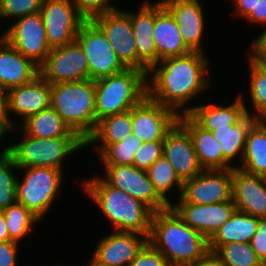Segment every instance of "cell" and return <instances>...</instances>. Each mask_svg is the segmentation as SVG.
Returning a JSON list of instances; mask_svg holds the SVG:
<instances>
[{
	"mask_svg": "<svg viewBox=\"0 0 266 266\" xmlns=\"http://www.w3.org/2000/svg\"><path fill=\"white\" fill-rule=\"evenodd\" d=\"M207 55L191 52L160 60L147 74V95L178 116L188 114L199 102L196 99L200 100L206 91L210 93L209 88L213 87L211 58Z\"/></svg>",
	"mask_w": 266,
	"mask_h": 266,
	"instance_id": "6da1fadb",
	"label": "cell"
},
{
	"mask_svg": "<svg viewBox=\"0 0 266 266\" xmlns=\"http://www.w3.org/2000/svg\"><path fill=\"white\" fill-rule=\"evenodd\" d=\"M77 183L92 200L99 214L107 220L111 230L135 232L149 237L153 210L142 201L108 184L98 172ZM98 208V209H97Z\"/></svg>",
	"mask_w": 266,
	"mask_h": 266,
	"instance_id": "7a4b0ae2",
	"label": "cell"
},
{
	"mask_svg": "<svg viewBox=\"0 0 266 266\" xmlns=\"http://www.w3.org/2000/svg\"><path fill=\"white\" fill-rule=\"evenodd\" d=\"M148 242L170 266H189L208 250V240L171 208L153 212Z\"/></svg>",
	"mask_w": 266,
	"mask_h": 266,
	"instance_id": "3957f363",
	"label": "cell"
},
{
	"mask_svg": "<svg viewBox=\"0 0 266 266\" xmlns=\"http://www.w3.org/2000/svg\"><path fill=\"white\" fill-rule=\"evenodd\" d=\"M13 133L22 136L11 139L13 143L8 139L6 151L18 168L53 167L67 172L68 168L64 165L67 159L85 149V141L81 137L35 138L26 135L18 126L12 127L6 137H12Z\"/></svg>",
	"mask_w": 266,
	"mask_h": 266,
	"instance_id": "277c9868",
	"label": "cell"
},
{
	"mask_svg": "<svg viewBox=\"0 0 266 266\" xmlns=\"http://www.w3.org/2000/svg\"><path fill=\"white\" fill-rule=\"evenodd\" d=\"M51 107L84 141L97 125L93 80L51 84Z\"/></svg>",
	"mask_w": 266,
	"mask_h": 266,
	"instance_id": "5b68a950",
	"label": "cell"
},
{
	"mask_svg": "<svg viewBox=\"0 0 266 266\" xmlns=\"http://www.w3.org/2000/svg\"><path fill=\"white\" fill-rule=\"evenodd\" d=\"M94 83L97 122L130 110L147 95V74L136 68H126Z\"/></svg>",
	"mask_w": 266,
	"mask_h": 266,
	"instance_id": "8992f818",
	"label": "cell"
},
{
	"mask_svg": "<svg viewBox=\"0 0 266 266\" xmlns=\"http://www.w3.org/2000/svg\"><path fill=\"white\" fill-rule=\"evenodd\" d=\"M19 171L16 200L42 222L49 212L53 213L52 206L58 204V198L63 197L62 189H66L61 186L66 174L53 167H27L19 168Z\"/></svg>",
	"mask_w": 266,
	"mask_h": 266,
	"instance_id": "52a82bcc",
	"label": "cell"
},
{
	"mask_svg": "<svg viewBox=\"0 0 266 266\" xmlns=\"http://www.w3.org/2000/svg\"><path fill=\"white\" fill-rule=\"evenodd\" d=\"M75 41L88 60L90 80L117 74L127 68L117 57L103 31L92 20L82 23Z\"/></svg>",
	"mask_w": 266,
	"mask_h": 266,
	"instance_id": "ba28073f",
	"label": "cell"
},
{
	"mask_svg": "<svg viewBox=\"0 0 266 266\" xmlns=\"http://www.w3.org/2000/svg\"><path fill=\"white\" fill-rule=\"evenodd\" d=\"M2 30V37L39 67L51 51L40 13L15 19Z\"/></svg>",
	"mask_w": 266,
	"mask_h": 266,
	"instance_id": "9c48e42d",
	"label": "cell"
},
{
	"mask_svg": "<svg viewBox=\"0 0 266 266\" xmlns=\"http://www.w3.org/2000/svg\"><path fill=\"white\" fill-rule=\"evenodd\" d=\"M102 167L100 171L104 173H100V176L108 184L142 201L154 212L170 207L155 190L146 170L133 165H102Z\"/></svg>",
	"mask_w": 266,
	"mask_h": 266,
	"instance_id": "30bf717a",
	"label": "cell"
},
{
	"mask_svg": "<svg viewBox=\"0 0 266 266\" xmlns=\"http://www.w3.org/2000/svg\"><path fill=\"white\" fill-rule=\"evenodd\" d=\"M39 13L51 49L74 42L80 26L85 21L72 0H43Z\"/></svg>",
	"mask_w": 266,
	"mask_h": 266,
	"instance_id": "8fae6325",
	"label": "cell"
},
{
	"mask_svg": "<svg viewBox=\"0 0 266 266\" xmlns=\"http://www.w3.org/2000/svg\"><path fill=\"white\" fill-rule=\"evenodd\" d=\"M232 200V169L203 170L183 182L178 200L198 205L216 204Z\"/></svg>",
	"mask_w": 266,
	"mask_h": 266,
	"instance_id": "7c38bea8",
	"label": "cell"
},
{
	"mask_svg": "<svg viewBox=\"0 0 266 266\" xmlns=\"http://www.w3.org/2000/svg\"><path fill=\"white\" fill-rule=\"evenodd\" d=\"M39 71L50 84L89 79L88 60L76 41L52 48Z\"/></svg>",
	"mask_w": 266,
	"mask_h": 266,
	"instance_id": "4fadbf2b",
	"label": "cell"
},
{
	"mask_svg": "<svg viewBox=\"0 0 266 266\" xmlns=\"http://www.w3.org/2000/svg\"><path fill=\"white\" fill-rule=\"evenodd\" d=\"M178 122V115L170 108L146 95L131 108L132 133L143 143L163 141Z\"/></svg>",
	"mask_w": 266,
	"mask_h": 266,
	"instance_id": "5bb4252c",
	"label": "cell"
},
{
	"mask_svg": "<svg viewBox=\"0 0 266 266\" xmlns=\"http://www.w3.org/2000/svg\"><path fill=\"white\" fill-rule=\"evenodd\" d=\"M92 21L103 31L120 61L127 68L137 69V51L130 10H123L119 6L93 18Z\"/></svg>",
	"mask_w": 266,
	"mask_h": 266,
	"instance_id": "9a60e30c",
	"label": "cell"
},
{
	"mask_svg": "<svg viewBox=\"0 0 266 266\" xmlns=\"http://www.w3.org/2000/svg\"><path fill=\"white\" fill-rule=\"evenodd\" d=\"M6 104L10 126H18L28 116L51 106V84L39 75L28 84L7 90Z\"/></svg>",
	"mask_w": 266,
	"mask_h": 266,
	"instance_id": "2e32d148",
	"label": "cell"
},
{
	"mask_svg": "<svg viewBox=\"0 0 266 266\" xmlns=\"http://www.w3.org/2000/svg\"><path fill=\"white\" fill-rule=\"evenodd\" d=\"M176 21L186 46L192 52L204 54L207 18L202 0H160ZM206 33V34H205ZM205 36V37H204Z\"/></svg>",
	"mask_w": 266,
	"mask_h": 266,
	"instance_id": "e0dca14e",
	"label": "cell"
},
{
	"mask_svg": "<svg viewBox=\"0 0 266 266\" xmlns=\"http://www.w3.org/2000/svg\"><path fill=\"white\" fill-rule=\"evenodd\" d=\"M100 237L90 254L107 266H129L148 243V236L135 232L111 230Z\"/></svg>",
	"mask_w": 266,
	"mask_h": 266,
	"instance_id": "ac0fdd59",
	"label": "cell"
},
{
	"mask_svg": "<svg viewBox=\"0 0 266 266\" xmlns=\"http://www.w3.org/2000/svg\"><path fill=\"white\" fill-rule=\"evenodd\" d=\"M170 207L186 224L199 231L207 240L231 218L236 210L233 200L204 205L172 202Z\"/></svg>",
	"mask_w": 266,
	"mask_h": 266,
	"instance_id": "d6986e66",
	"label": "cell"
},
{
	"mask_svg": "<svg viewBox=\"0 0 266 266\" xmlns=\"http://www.w3.org/2000/svg\"><path fill=\"white\" fill-rule=\"evenodd\" d=\"M138 10H130L131 25L134 33L137 51V69L148 74L149 70L158 63V54L153 39L155 25V2L142 1Z\"/></svg>",
	"mask_w": 266,
	"mask_h": 266,
	"instance_id": "ffe728a7",
	"label": "cell"
},
{
	"mask_svg": "<svg viewBox=\"0 0 266 266\" xmlns=\"http://www.w3.org/2000/svg\"><path fill=\"white\" fill-rule=\"evenodd\" d=\"M163 155L184 182L203 171L189 133L177 122L163 140Z\"/></svg>",
	"mask_w": 266,
	"mask_h": 266,
	"instance_id": "44dd1931",
	"label": "cell"
},
{
	"mask_svg": "<svg viewBox=\"0 0 266 266\" xmlns=\"http://www.w3.org/2000/svg\"><path fill=\"white\" fill-rule=\"evenodd\" d=\"M232 200L236 210L266 217V177L232 168Z\"/></svg>",
	"mask_w": 266,
	"mask_h": 266,
	"instance_id": "7402d4cb",
	"label": "cell"
},
{
	"mask_svg": "<svg viewBox=\"0 0 266 266\" xmlns=\"http://www.w3.org/2000/svg\"><path fill=\"white\" fill-rule=\"evenodd\" d=\"M178 123L189 133L199 164L203 170L235 168L224 156L212 131L200 127L188 114L179 115Z\"/></svg>",
	"mask_w": 266,
	"mask_h": 266,
	"instance_id": "603a6c76",
	"label": "cell"
},
{
	"mask_svg": "<svg viewBox=\"0 0 266 266\" xmlns=\"http://www.w3.org/2000/svg\"><path fill=\"white\" fill-rule=\"evenodd\" d=\"M40 75L39 66L24 57L4 38L0 40V87L9 90L32 82Z\"/></svg>",
	"mask_w": 266,
	"mask_h": 266,
	"instance_id": "cb8c5ba5",
	"label": "cell"
},
{
	"mask_svg": "<svg viewBox=\"0 0 266 266\" xmlns=\"http://www.w3.org/2000/svg\"><path fill=\"white\" fill-rule=\"evenodd\" d=\"M153 39L158 62L168 57L184 56L192 52L183 41L176 21L160 0L155 1Z\"/></svg>",
	"mask_w": 266,
	"mask_h": 266,
	"instance_id": "d4e9b609",
	"label": "cell"
},
{
	"mask_svg": "<svg viewBox=\"0 0 266 266\" xmlns=\"http://www.w3.org/2000/svg\"><path fill=\"white\" fill-rule=\"evenodd\" d=\"M226 104V105H225ZM247 114L242 98L237 93L232 103H196L188 115L203 129L214 131L239 122Z\"/></svg>",
	"mask_w": 266,
	"mask_h": 266,
	"instance_id": "484cf974",
	"label": "cell"
},
{
	"mask_svg": "<svg viewBox=\"0 0 266 266\" xmlns=\"http://www.w3.org/2000/svg\"><path fill=\"white\" fill-rule=\"evenodd\" d=\"M259 217L235 210L231 218L208 240L210 251H216L221 245L240 242L249 243L255 235Z\"/></svg>",
	"mask_w": 266,
	"mask_h": 266,
	"instance_id": "4316f807",
	"label": "cell"
},
{
	"mask_svg": "<svg viewBox=\"0 0 266 266\" xmlns=\"http://www.w3.org/2000/svg\"><path fill=\"white\" fill-rule=\"evenodd\" d=\"M236 168L266 177V121L256 120L249 128L243 157Z\"/></svg>",
	"mask_w": 266,
	"mask_h": 266,
	"instance_id": "83f0119b",
	"label": "cell"
},
{
	"mask_svg": "<svg viewBox=\"0 0 266 266\" xmlns=\"http://www.w3.org/2000/svg\"><path fill=\"white\" fill-rule=\"evenodd\" d=\"M18 127L35 138L80 137L51 106L28 116Z\"/></svg>",
	"mask_w": 266,
	"mask_h": 266,
	"instance_id": "f1b7e54d",
	"label": "cell"
},
{
	"mask_svg": "<svg viewBox=\"0 0 266 266\" xmlns=\"http://www.w3.org/2000/svg\"><path fill=\"white\" fill-rule=\"evenodd\" d=\"M246 57L247 66L249 68L247 77L249 81L247 85L248 92L245 93V91H238V94L242 98L248 114L252 115L256 120L266 121V65L257 63L248 55H246ZM243 93L246 95L248 94V98L246 95L244 96ZM244 99H248V102ZM247 103L251 104L247 105Z\"/></svg>",
	"mask_w": 266,
	"mask_h": 266,
	"instance_id": "f546056e",
	"label": "cell"
},
{
	"mask_svg": "<svg viewBox=\"0 0 266 266\" xmlns=\"http://www.w3.org/2000/svg\"><path fill=\"white\" fill-rule=\"evenodd\" d=\"M256 119L246 114L239 122L212 131L213 136L221 145L223 156L237 167L243 157L246 136L251 125ZM236 162V163H235Z\"/></svg>",
	"mask_w": 266,
	"mask_h": 266,
	"instance_id": "4dcf8cb0",
	"label": "cell"
},
{
	"mask_svg": "<svg viewBox=\"0 0 266 266\" xmlns=\"http://www.w3.org/2000/svg\"><path fill=\"white\" fill-rule=\"evenodd\" d=\"M143 142L134 134L129 133L122 141L112 144H85V148L96 153L100 165H133L136 151Z\"/></svg>",
	"mask_w": 266,
	"mask_h": 266,
	"instance_id": "1f68e13d",
	"label": "cell"
},
{
	"mask_svg": "<svg viewBox=\"0 0 266 266\" xmlns=\"http://www.w3.org/2000/svg\"><path fill=\"white\" fill-rule=\"evenodd\" d=\"M146 173L157 193L169 205L180 197L183 182L176 175L174 167L164 155L157 159L146 170Z\"/></svg>",
	"mask_w": 266,
	"mask_h": 266,
	"instance_id": "d6a6232c",
	"label": "cell"
},
{
	"mask_svg": "<svg viewBox=\"0 0 266 266\" xmlns=\"http://www.w3.org/2000/svg\"><path fill=\"white\" fill-rule=\"evenodd\" d=\"M132 131L131 109L103 118L85 144H112L122 141Z\"/></svg>",
	"mask_w": 266,
	"mask_h": 266,
	"instance_id": "836d02e7",
	"label": "cell"
},
{
	"mask_svg": "<svg viewBox=\"0 0 266 266\" xmlns=\"http://www.w3.org/2000/svg\"><path fill=\"white\" fill-rule=\"evenodd\" d=\"M2 211L8 228L9 241L21 244L26 240L25 238L29 237L31 239L33 233L36 232V228L41 224V221L35 215L17 201Z\"/></svg>",
	"mask_w": 266,
	"mask_h": 266,
	"instance_id": "e575fe53",
	"label": "cell"
},
{
	"mask_svg": "<svg viewBox=\"0 0 266 266\" xmlns=\"http://www.w3.org/2000/svg\"><path fill=\"white\" fill-rule=\"evenodd\" d=\"M19 168L13 157L5 150L0 153V210L15 203L16 182Z\"/></svg>",
	"mask_w": 266,
	"mask_h": 266,
	"instance_id": "d590c367",
	"label": "cell"
},
{
	"mask_svg": "<svg viewBox=\"0 0 266 266\" xmlns=\"http://www.w3.org/2000/svg\"><path fill=\"white\" fill-rule=\"evenodd\" d=\"M215 253L226 266H265L250 243H228L221 245Z\"/></svg>",
	"mask_w": 266,
	"mask_h": 266,
	"instance_id": "8d00e7d4",
	"label": "cell"
},
{
	"mask_svg": "<svg viewBox=\"0 0 266 266\" xmlns=\"http://www.w3.org/2000/svg\"><path fill=\"white\" fill-rule=\"evenodd\" d=\"M43 0H0V21H14L17 18L40 12Z\"/></svg>",
	"mask_w": 266,
	"mask_h": 266,
	"instance_id": "74e56055",
	"label": "cell"
},
{
	"mask_svg": "<svg viewBox=\"0 0 266 266\" xmlns=\"http://www.w3.org/2000/svg\"><path fill=\"white\" fill-rule=\"evenodd\" d=\"M77 12L85 19L93 18L118 8V0H72ZM118 5V6H117Z\"/></svg>",
	"mask_w": 266,
	"mask_h": 266,
	"instance_id": "f35d334b",
	"label": "cell"
},
{
	"mask_svg": "<svg viewBox=\"0 0 266 266\" xmlns=\"http://www.w3.org/2000/svg\"><path fill=\"white\" fill-rule=\"evenodd\" d=\"M162 155L163 141L145 142L135 153L134 166L147 170Z\"/></svg>",
	"mask_w": 266,
	"mask_h": 266,
	"instance_id": "ab89813d",
	"label": "cell"
},
{
	"mask_svg": "<svg viewBox=\"0 0 266 266\" xmlns=\"http://www.w3.org/2000/svg\"><path fill=\"white\" fill-rule=\"evenodd\" d=\"M129 266H170V264L167 259L148 242Z\"/></svg>",
	"mask_w": 266,
	"mask_h": 266,
	"instance_id": "60d3db41",
	"label": "cell"
},
{
	"mask_svg": "<svg viewBox=\"0 0 266 266\" xmlns=\"http://www.w3.org/2000/svg\"><path fill=\"white\" fill-rule=\"evenodd\" d=\"M249 243L257 257L266 266V217H259L257 231Z\"/></svg>",
	"mask_w": 266,
	"mask_h": 266,
	"instance_id": "b9f144b4",
	"label": "cell"
},
{
	"mask_svg": "<svg viewBox=\"0 0 266 266\" xmlns=\"http://www.w3.org/2000/svg\"><path fill=\"white\" fill-rule=\"evenodd\" d=\"M261 32L256 35L250 43V49H247V55L257 63L266 65V26L259 29Z\"/></svg>",
	"mask_w": 266,
	"mask_h": 266,
	"instance_id": "7bdbcfd3",
	"label": "cell"
},
{
	"mask_svg": "<svg viewBox=\"0 0 266 266\" xmlns=\"http://www.w3.org/2000/svg\"><path fill=\"white\" fill-rule=\"evenodd\" d=\"M21 247V244L15 241H0V266H18Z\"/></svg>",
	"mask_w": 266,
	"mask_h": 266,
	"instance_id": "ee69618b",
	"label": "cell"
},
{
	"mask_svg": "<svg viewBox=\"0 0 266 266\" xmlns=\"http://www.w3.org/2000/svg\"><path fill=\"white\" fill-rule=\"evenodd\" d=\"M233 8H234V12L233 14H235L234 17H240L243 20H245L250 13L252 12V10H255L256 6L258 5L260 0H230Z\"/></svg>",
	"mask_w": 266,
	"mask_h": 266,
	"instance_id": "f6af8a7d",
	"label": "cell"
},
{
	"mask_svg": "<svg viewBox=\"0 0 266 266\" xmlns=\"http://www.w3.org/2000/svg\"><path fill=\"white\" fill-rule=\"evenodd\" d=\"M246 24L249 23L250 26L255 24L263 28L266 26V0H260L255 10H252L250 15L245 19Z\"/></svg>",
	"mask_w": 266,
	"mask_h": 266,
	"instance_id": "bcb514c9",
	"label": "cell"
},
{
	"mask_svg": "<svg viewBox=\"0 0 266 266\" xmlns=\"http://www.w3.org/2000/svg\"><path fill=\"white\" fill-rule=\"evenodd\" d=\"M7 91L0 87V129L7 135V132L12 128L8 122Z\"/></svg>",
	"mask_w": 266,
	"mask_h": 266,
	"instance_id": "7dc6e473",
	"label": "cell"
},
{
	"mask_svg": "<svg viewBox=\"0 0 266 266\" xmlns=\"http://www.w3.org/2000/svg\"><path fill=\"white\" fill-rule=\"evenodd\" d=\"M189 266H226L219 256L214 252L208 250L203 256H201L196 262Z\"/></svg>",
	"mask_w": 266,
	"mask_h": 266,
	"instance_id": "c3c4849f",
	"label": "cell"
},
{
	"mask_svg": "<svg viewBox=\"0 0 266 266\" xmlns=\"http://www.w3.org/2000/svg\"><path fill=\"white\" fill-rule=\"evenodd\" d=\"M0 241H9L8 228L2 210H0Z\"/></svg>",
	"mask_w": 266,
	"mask_h": 266,
	"instance_id": "681fc988",
	"label": "cell"
},
{
	"mask_svg": "<svg viewBox=\"0 0 266 266\" xmlns=\"http://www.w3.org/2000/svg\"><path fill=\"white\" fill-rule=\"evenodd\" d=\"M90 258L88 260H86V262H84L82 264H79L81 266H107V265H103L101 263H99L98 261H96L92 256H89Z\"/></svg>",
	"mask_w": 266,
	"mask_h": 266,
	"instance_id": "f907efd6",
	"label": "cell"
},
{
	"mask_svg": "<svg viewBox=\"0 0 266 266\" xmlns=\"http://www.w3.org/2000/svg\"><path fill=\"white\" fill-rule=\"evenodd\" d=\"M6 139H7L6 134L0 129V145H1L0 153H3L6 150V146L4 145L5 143H7ZM3 142H4V144H3Z\"/></svg>",
	"mask_w": 266,
	"mask_h": 266,
	"instance_id": "816d5d0a",
	"label": "cell"
},
{
	"mask_svg": "<svg viewBox=\"0 0 266 266\" xmlns=\"http://www.w3.org/2000/svg\"><path fill=\"white\" fill-rule=\"evenodd\" d=\"M60 264H61V263L58 262L57 264H53V266H63V264H61V265H60ZM66 266H67V265H66Z\"/></svg>",
	"mask_w": 266,
	"mask_h": 266,
	"instance_id": "f5cc1de1",
	"label": "cell"
},
{
	"mask_svg": "<svg viewBox=\"0 0 266 266\" xmlns=\"http://www.w3.org/2000/svg\"><path fill=\"white\" fill-rule=\"evenodd\" d=\"M0 33H1V34H0V40H1V39L3 38V37H2V31H0Z\"/></svg>",
	"mask_w": 266,
	"mask_h": 266,
	"instance_id": "db71d44e",
	"label": "cell"
}]
</instances>
